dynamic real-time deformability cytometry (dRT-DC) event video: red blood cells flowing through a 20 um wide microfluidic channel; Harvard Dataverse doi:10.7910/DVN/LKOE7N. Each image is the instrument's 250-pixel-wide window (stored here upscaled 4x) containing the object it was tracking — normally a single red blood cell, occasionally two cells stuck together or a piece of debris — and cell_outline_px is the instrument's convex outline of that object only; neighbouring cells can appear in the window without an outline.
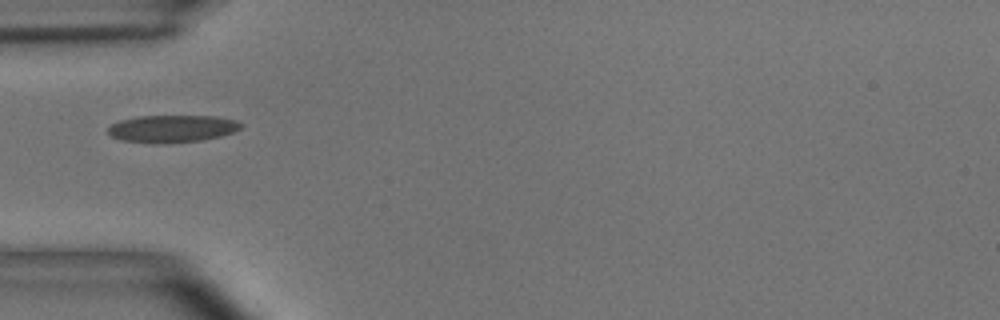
{"species": "common noctule bat (a hibernating species)", "species_latin": "Nyctalus noctula", "temperature_condition": "room temperature", "stored_images_in_passage": 38, "camera_frame_rate_fps": 3000, "um_per_image_px": 0.085, "animal": {"sex": "male", "body_mass_g": 15.6}, "frame": {"image": 1, "passage_image": 1, "time_ms": 0.0, "image_size_px": [1000, 320], "cell_outline_px": [[244, 124], [240, 128], [232, 132], [220, 136], [200, 140], [120, 140], [112, 136], [108, 132], [108, 128], [112, 124], [120, 120], [136, 116], [216, 116], [236, 120]], "centroid_in_image_um": [14.68, 10.87], "position_along_channel_um": 70.3, "area_um2": 20.0}}
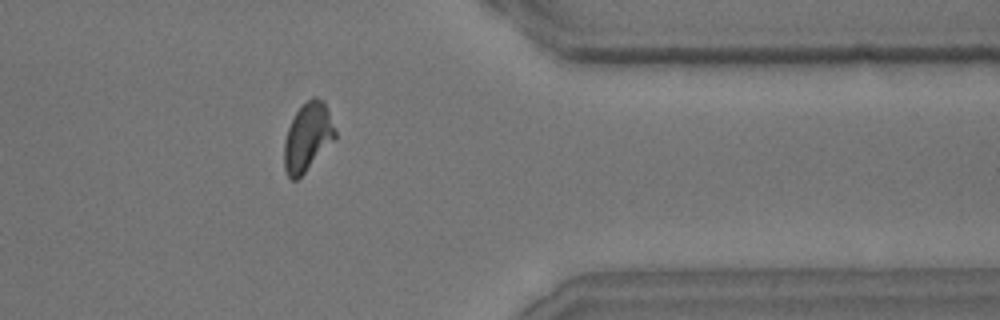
{"frame": {"image": 2, "passage_image": 28, "time_ms": 9.0, "image_size_px": [1000, 320], "cell_outline_px": [[336, 136], [304, 172], [296, 180], [292, 180], [288, 176], [284, 168], [284, 140], [288, 128], [296, 112], [312, 96], [316, 96], [324, 100], [336, 132]], "centroid_in_image_um": [26.13, 11.62], "position_along_channel_um": 385.3, "area_um2": 19.77}}
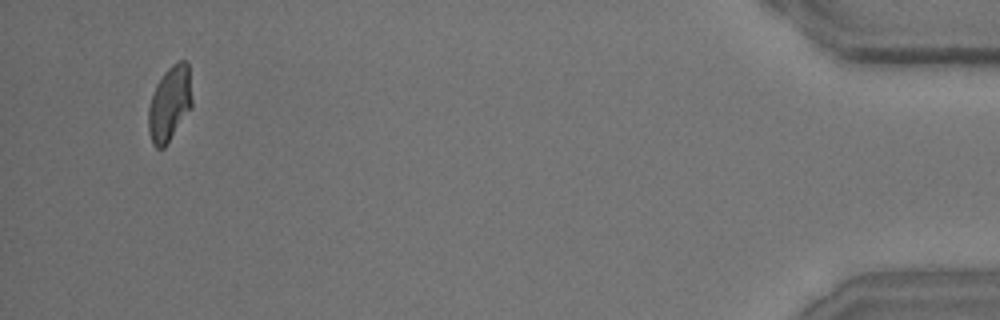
{"frame": {"image": 3, "passage_image": 36, "time_ms": 11.667, "image_size_px": [1000, 320], "cell_outline_px": [[192, 104], [164, 148], [156, 148], [152, 144], [148, 128], [148, 108], [156, 84], [164, 72], [172, 64], [180, 60], [188, 60], [192, 100]], "centroid_in_image_um": [14.4, 8.77], "position_along_channel_um": 420.8, "area_um2": 18.84}, "authors_computed_cell_mechanics": {"area_um2": 20.0566, "velocity_mm_per_s": 3.6506, "shape_relaxation_time_tau1_ms": 5.8054, "shape_relaxation_time_tau2_ms": 1.0791, "deformation_change_tau1": 0.146, "deformation_change_tau2": 0.0651}}